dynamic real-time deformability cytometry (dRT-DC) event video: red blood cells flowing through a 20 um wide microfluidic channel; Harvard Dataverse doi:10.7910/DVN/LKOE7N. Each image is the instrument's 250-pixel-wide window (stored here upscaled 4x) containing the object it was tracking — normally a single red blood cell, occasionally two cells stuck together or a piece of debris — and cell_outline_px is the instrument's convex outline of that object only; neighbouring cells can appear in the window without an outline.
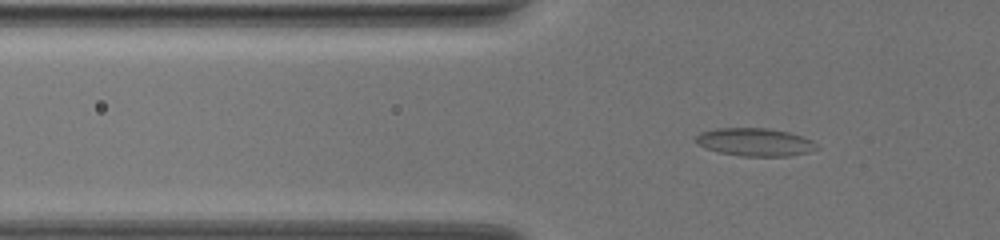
{"species": "common noctule bat (a hibernating species)", "species_latin": "Nyctalus noctula", "temperature_condition": "warm", "stored_images_in_passage": 40, "camera_frame_rate_fps": 3000, "um_per_image_px": 0.085, "animal": {"sex": "female", "body_mass_g": 19.5, "forearm_length_mm": 54.1}, "frame": {"image": 1, "passage_image": 3, "time_ms": 0.667, "image_size_px": [1000, 240], "cell_outline_px": [[820, 148], [808, 152], [788, 156], [740, 156], [720, 152], [696, 144], [696, 136], [700, 132], [716, 128], [768, 128], [788, 132], [812, 140]], "centroid_in_image_um": [64.17, 12.07], "position_along_channel_um": 61.6, "area_um2": 19.59}}
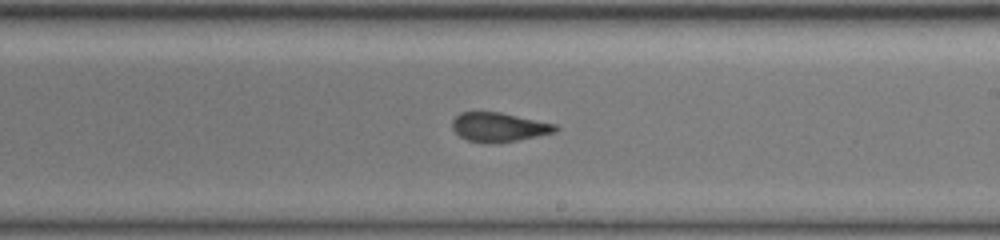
{"frame": {"image": 2, "passage_image": 19, "time_ms": 6.0, "image_size_px": [1000, 240], "cell_outline_px": [[560, 128], [556, 132], [496, 144], [484, 144], [468, 140], [460, 136], [452, 128], [452, 120], [460, 112], [500, 112], [556, 124]], "centroid_in_image_um": [42.4, 10.81], "position_along_channel_um": 246.6, "area_um2": 17.63}}
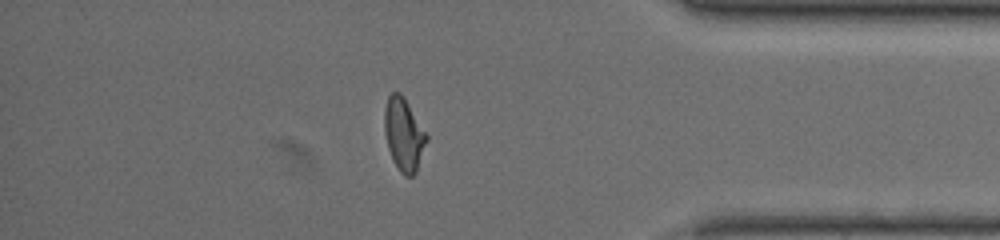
{"frame": {"image": 3, "passage_image": 33, "time_ms": 10.667, "image_size_px": [1000, 240], "cell_outline_px": [[428, 140], [416, 172], [412, 176], [404, 176], [400, 172], [388, 148], [384, 132], [384, 108], [388, 96], [392, 92], [400, 92], [428, 136]], "centroid_in_image_um": [34.31, 11.43], "position_along_channel_um": 400.9, "area_um2": 17.63}, "authors_computed_cell_mechanics": {"area_um2": 17.8602, "velocity_mm_per_s": 3.7257, "shape_relaxation_time_tau1_ms": null, "shape_relaxation_time_tau2_ms": 1.32, "deformation_change_tau1": null, "deformation_change_tau2": 0.089}}